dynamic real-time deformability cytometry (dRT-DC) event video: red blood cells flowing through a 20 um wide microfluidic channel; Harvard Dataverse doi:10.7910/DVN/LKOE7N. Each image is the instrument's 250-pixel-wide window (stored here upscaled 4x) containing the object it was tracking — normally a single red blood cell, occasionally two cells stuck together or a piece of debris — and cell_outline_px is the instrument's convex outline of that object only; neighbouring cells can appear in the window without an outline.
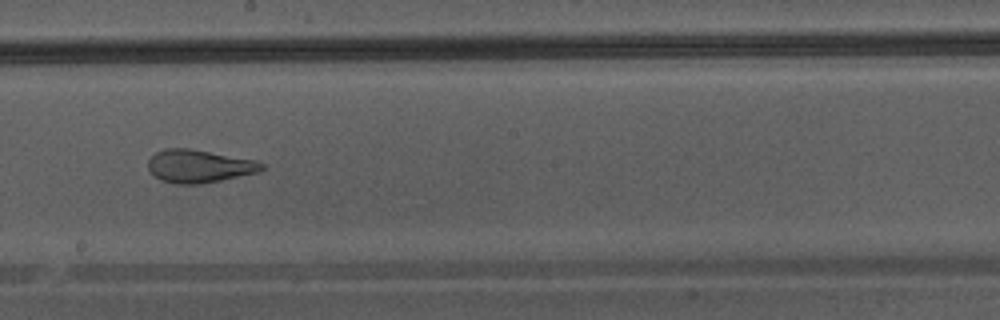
{"species": "Egyptian fruit bat (a non-hibernating species)", "species_latin": "Rousettus aegyptiacus", "temperature_condition": "warm", "stored_images_in_passage": 7, "camera_frame_rate_fps": 3000, "um_per_image_px": 0.085, "animal": {"sex": "male"}, "frame": {"image": 1, "passage_image": 7, "time_ms": 8.0, "image_size_px": [1000, 320], "cell_outline_px": [[264, 168], [260, 172], [200, 184], [176, 184], [160, 180], [148, 168], [148, 160], [156, 152], [168, 148], [188, 148], [256, 160], [264, 164]], "centroid_in_image_um": [16.93, 14.13], "position_along_channel_um": 231.3, "area_um2": 21.68}}